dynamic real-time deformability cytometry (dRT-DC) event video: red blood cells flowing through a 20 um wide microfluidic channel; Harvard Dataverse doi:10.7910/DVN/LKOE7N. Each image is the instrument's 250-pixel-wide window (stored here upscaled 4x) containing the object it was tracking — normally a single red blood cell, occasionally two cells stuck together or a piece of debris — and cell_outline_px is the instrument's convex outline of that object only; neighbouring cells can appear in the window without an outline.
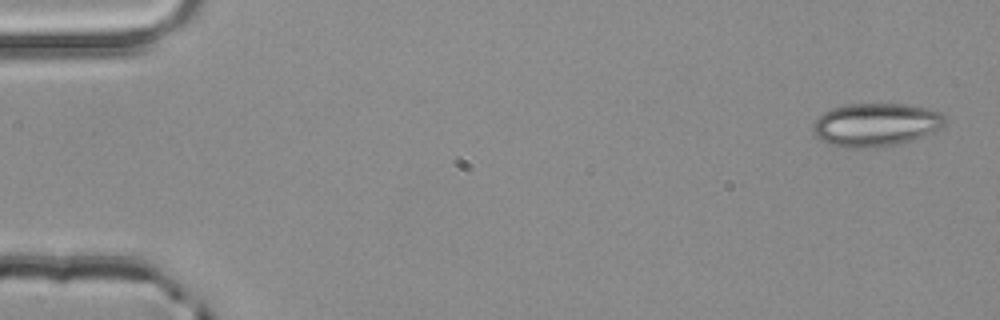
{"species": "common noctule bat (a hibernating species)", "species_latin": "Nyctalus noctula", "temperature_condition": "room temperature", "stored_images_in_passage": 5, "camera_frame_rate_fps": 3000, "um_per_image_px": 0.085, "animal": {"sex": "male", "body_mass_g": 20.4}, "frame": {"image": 1, "passage_image": 5, "time_ms": 1.333, "image_size_px": [1000, 320], "cell_outline_px": [[944, 124], [940, 128], [932, 132], [896, 144], [864, 148], [848, 148], [828, 144], [820, 140], [816, 136], [812, 128], [812, 124], [824, 112], [832, 108], [848, 104], [908, 104], [940, 112], [944, 116]], "centroid_in_image_um": [74.39, 10.59], "position_along_channel_um": 10.6, "area_um2": 32.83}}